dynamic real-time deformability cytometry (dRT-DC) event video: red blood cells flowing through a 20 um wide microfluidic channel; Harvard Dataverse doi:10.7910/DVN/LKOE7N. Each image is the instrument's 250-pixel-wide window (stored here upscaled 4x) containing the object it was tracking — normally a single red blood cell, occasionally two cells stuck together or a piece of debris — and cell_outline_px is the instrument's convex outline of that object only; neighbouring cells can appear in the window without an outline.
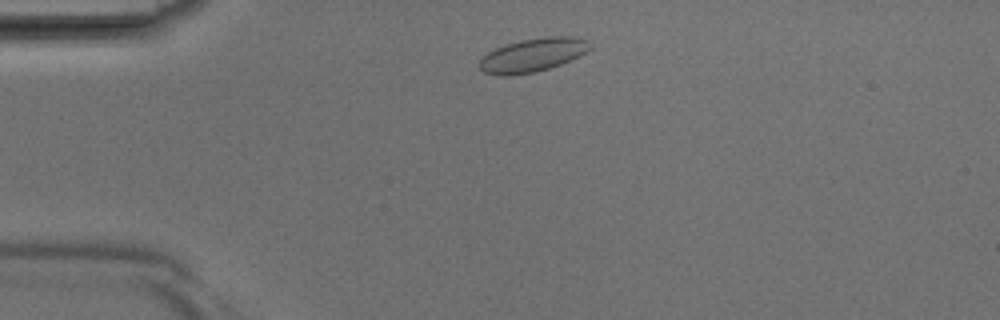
{"species": "Egyptian fruit bat (a non-hibernating species)", "species_latin": "Rousettus aegyptiacus", "temperature_condition": "room temperature", "stored_images_in_passage": 34, "camera_frame_rate_fps": 3000, "um_per_image_px": 0.085, "animal": {"sex": "male"}, "frame": {"image": 1, "passage_image": 3, "time_ms": 0.667, "image_size_px": [1000, 320], "cell_outline_px": [[592, 48], [560, 64], [536, 72], [508, 76], [500, 76], [484, 72], [480, 68], [480, 60], [488, 52], [496, 48], [520, 40], [544, 36], [576, 36], [588, 40], [592, 44]], "centroid_in_image_um": [45.29, 4.66], "position_along_channel_um": 39.7, "area_um2": 21.5}}
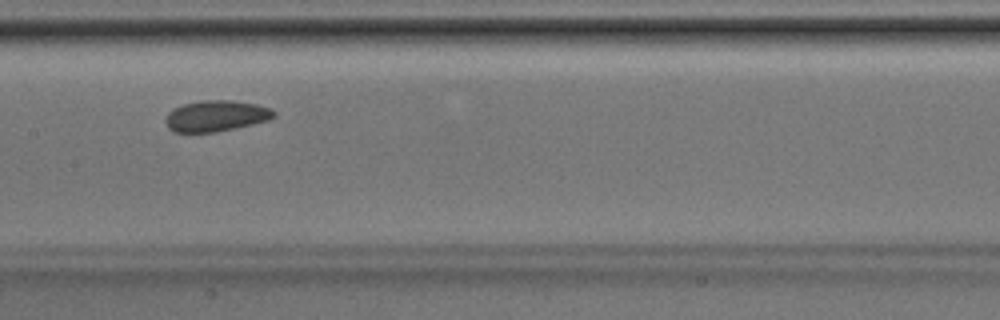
{"frame": {"image": 2, "passage_image": 14, "time_ms": 4.333, "image_size_px": [1000, 320], "cell_outline_px": [[276, 116], [268, 120], [236, 128], [216, 132], [172, 132], [168, 128], [164, 120], [168, 112], [184, 104], [200, 100], [232, 100], [256, 104], [268, 108], [276, 112]], "centroid_in_image_um": [18.35, 9.86], "position_along_channel_um": 189.1, "area_um2": 19.59}}
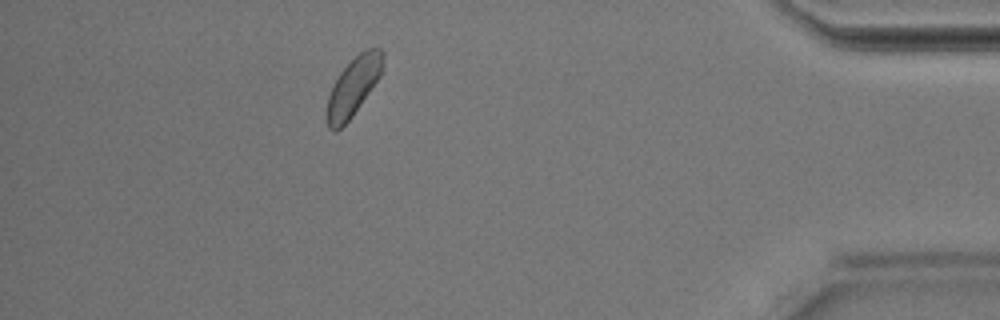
{"frame": {"image": 3, "passage_image": 30, "time_ms": 9.667, "image_size_px": [1000, 320], "cell_outline_px": [[384, 56], [380, 76], [352, 116], [336, 132], [332, 132], [328, 128], [328, 96], [340, 72], [360, 52], [368, 48], [380, 48], [384, 52]], "centroid_in_image_um": [30.05, 7.35], "position_along_channel_um": 405.2, "area_um2": 18.5}}